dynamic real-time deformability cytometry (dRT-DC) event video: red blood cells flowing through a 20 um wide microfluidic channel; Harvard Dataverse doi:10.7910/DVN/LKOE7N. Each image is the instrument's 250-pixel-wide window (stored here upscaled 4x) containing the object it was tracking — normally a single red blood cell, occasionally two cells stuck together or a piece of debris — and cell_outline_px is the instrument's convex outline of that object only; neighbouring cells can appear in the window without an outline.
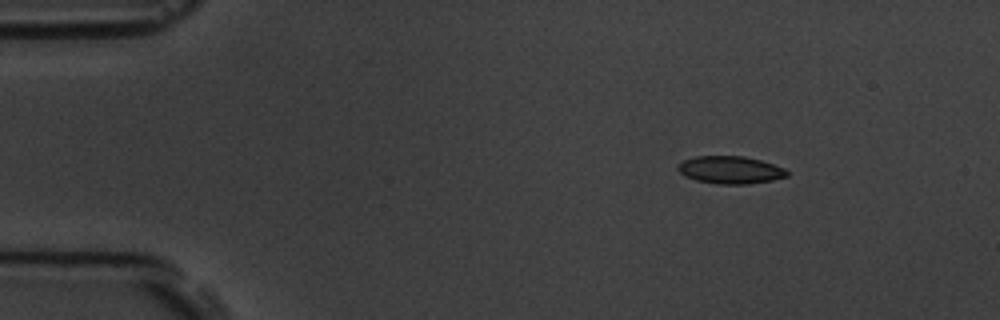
{"species": "common noctule bat (a hibernating species)", "species_latin": "Nyctalus noctula", "temperature_condition": "room temperature", "stored_images_in_passage": 6, "camera_frame_rate_fps": 3000, "um_per_image_px": 0.085, "animal": {"sex": "male", "body_mass_g": 19.5, "forearm_length_mm": 54.6}, "frame": {"image": 1, "passage_image": 3, "time_ms": 2.333, "image_size_px": [1000, 320], "cell_outline_px": [[788, 176], [772, 180], [748, 184], [720, 184], [696, 180], [684, 176], [676, 168], [684, 160], [696, 156], [744, 156], [760, 160], [784, 168], [788, 172]], "centroid_in_image_um": [62.07, 14.44], "position_along_channel_um": 22.9, "area_um2": 17.4}}
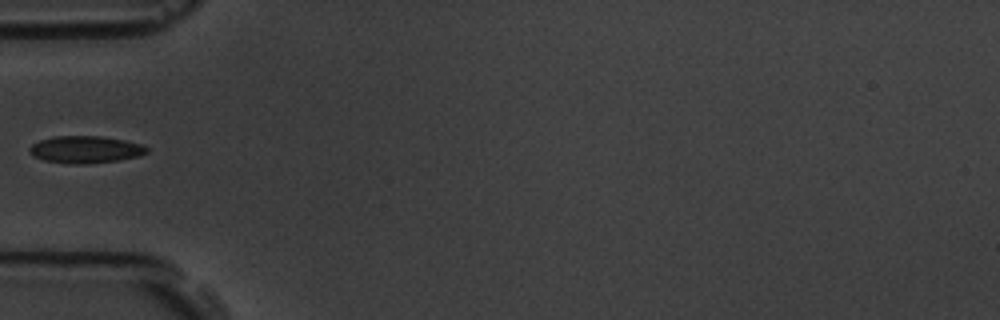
{"frame": {"image": 2, "passage_image": 6, "time_ms": 6.0, "image_size_px": [1000, 320], "cell_outline_px": [[148, 152], [140, 156], [120, 160], [88, 164], [68, 164], [44, 160], [32, 156], [28, 152], [28, 148], [32, 144], [40, 140], [52, 136], [100, 136], [124, 140], [140, 144], [148, 148]], "centroid_in_image_um": [7.23, 12.72], "position_along_channel_um": 77.8, "area_um2": 18.79}}